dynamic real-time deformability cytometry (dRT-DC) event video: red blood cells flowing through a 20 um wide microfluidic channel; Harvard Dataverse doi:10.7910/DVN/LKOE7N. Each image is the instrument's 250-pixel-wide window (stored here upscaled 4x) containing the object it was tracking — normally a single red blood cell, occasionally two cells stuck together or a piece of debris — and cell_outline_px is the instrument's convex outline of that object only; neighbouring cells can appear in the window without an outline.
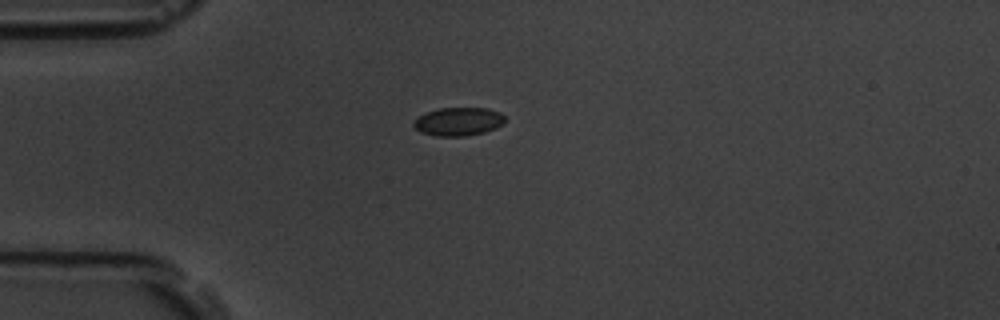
{"species": "common noctule bat (a hibernating species)", "species_latin": "Nyctalus noctula", "temperature_condition": "room temperature", "stored_images_in_passage": 5, "camera_frame_rate_fps": 3000, "um_per_image_px": 0.085, "animal": {"sex": "male", "body_mass_g": 19.5, "forearm_length_mm": 54.6}, "frame": {"image": 1, "passage_image": 1, "time_ms": 0.0, "image_size_px": [1000, 320], "cell_outline_px": [[504, 124], [496, 128], [484, 132], [464, 136], [436, 136], [420, 132], [412, 124], [416, 116], [424, 112], [440, 108], [488, 108], [500, 112], [504, 116]], "centroid_in_image_um": [38.94, 10.32], "position_along_channel_um": 46.1, "area_um2": 15.26}}
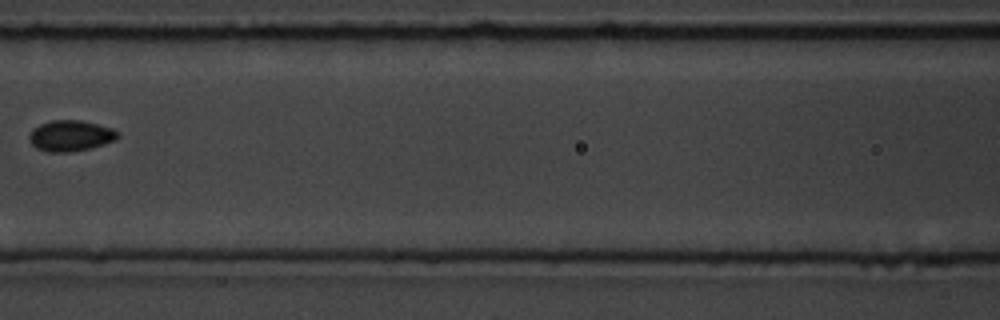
{"frame": {"image": 2, "passage_image": 4, "time_ms": 1.0, "image_size_px": [1000, 320], "cell_outline_px": [[120, 136], [116, 140], [88, 148], [68, 152], [48, 152], [36, 148], [32, 144], [28, 136], [32, 128], [40, 124], [52, 120], [80, 120], [112, 128]], "centroid_in_image_um": [5.96, 11.53], "position_along_channel_um": 160.6, "area_um2": 15.78}}
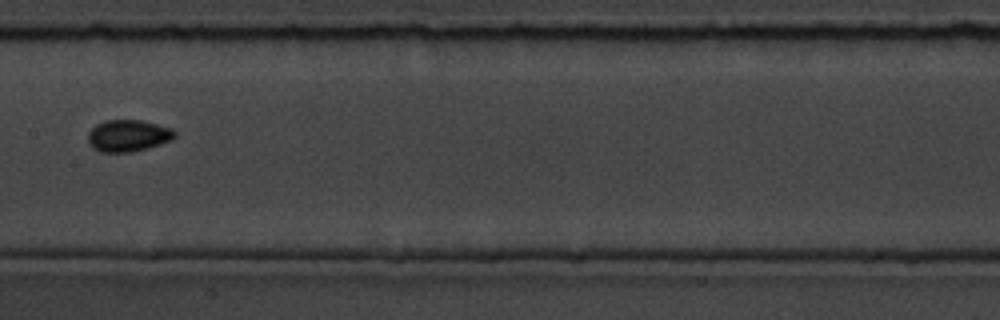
{"frame": {"image": 3, "passage_image": 5, "time_ms": 1.333, "image_size_px": [1000, 320], "cell_outline_px": [[176, 136], [172, 140], [148, 148], [132, 152], [100, 152], [92, 148], [88, 144], [88, 132], [96, 124], [104, 120], [140, 120], [172, 128], [176, 132]], "centroid_in_image_um": [10.87, 11.54], "position_along_channel_um": 196.5, "area_um2": 16.24}}